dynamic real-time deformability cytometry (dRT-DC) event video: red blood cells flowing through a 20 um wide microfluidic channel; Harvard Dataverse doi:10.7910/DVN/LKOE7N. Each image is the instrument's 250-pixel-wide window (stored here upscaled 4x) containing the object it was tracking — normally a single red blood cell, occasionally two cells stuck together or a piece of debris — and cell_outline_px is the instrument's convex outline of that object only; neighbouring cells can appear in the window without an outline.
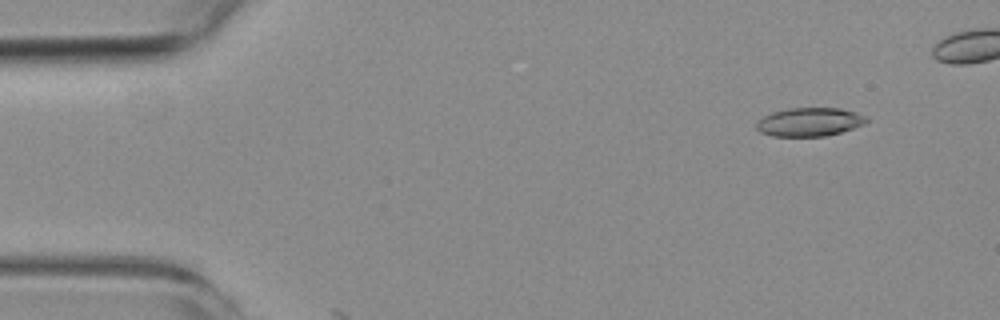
{"species": "common noctule bat (a hibernating species)", "species_latin": "Nyctalus noctula", "temperature_condition": "room temperature", "stored_images_in_passage": 6, "camera_frame_rate_fps": 3000, "um_per_image_px": 0.085, "animal": {"sex": "female", "body_mass_g": 19.3, "forearm_length_mm": 54.1}, "frame": {"image": 1, "passage_image": 1, "time_ms": 0.0, "image_size_px": [1000, 320], "cell_outline_px": [[868, 120], [864, 124], [840, 132], [824, 136], [772, 136], [760, 132], [756, 128], [756, 124], [764, 116], [772, 112], [788, 108], [840, 108], [856, 112], [864, 116]], "centroid_in_image_um": [68.79, 10.36], "position_along_channel_um": 16.2, "area_um2": 18.15}}
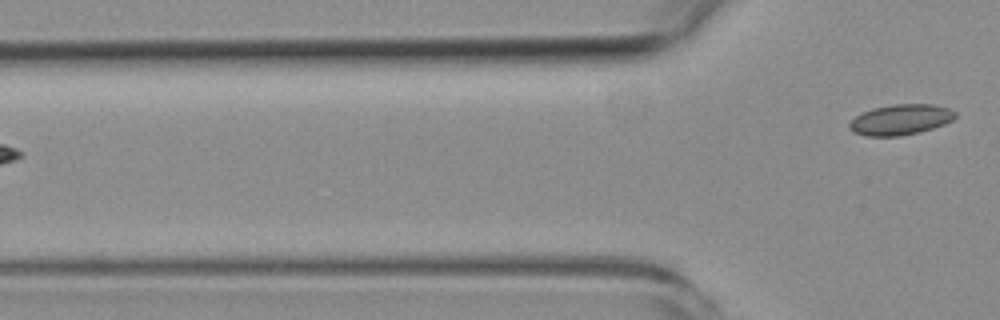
{"frame": {"image": 2, "passage_image": 6, "time_ms": 5.667, "image_size_px": [1000, 320], "cell_outline_px": [[956, 116], [952, 120], [944, 124], [920, 132], [900, 136], [864, 136], [852, 132], [848, 128], [848, 124], [856, 116], [872, 108], [892, 104], [932, 104], [948, 108], [956, 112]], "centroid_in_image_um": [76.52, 10.17], "position_along_channel_um": 49.3, "area_um2": 18.9}}